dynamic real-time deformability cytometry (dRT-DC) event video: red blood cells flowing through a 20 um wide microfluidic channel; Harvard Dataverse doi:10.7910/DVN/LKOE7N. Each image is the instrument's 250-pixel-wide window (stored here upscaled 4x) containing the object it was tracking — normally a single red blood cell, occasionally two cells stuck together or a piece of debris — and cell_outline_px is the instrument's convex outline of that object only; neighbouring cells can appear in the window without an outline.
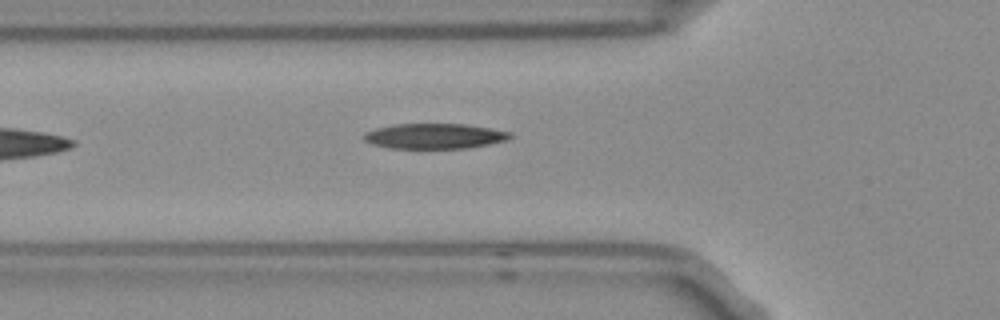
{"species": "Egyptian fruit bat (a non-hibernating species)", "species_latin": "Rousettus aegyptiacus", "temperature_condition": "room temperature", "stored_images_in_passage": 3, "camera_frame_rate_fps": 3000, "um_per_image_px": 0.085, "frame": {"image": 1, "passage_image": 3, "time_ms": 0.667, "image_size_px": [1000, 320], "cell_outline_px": [[512, 136], [508, 140], [488, 144], [464, 148], [392, 148], [372, 144], [364, 140], [364, 132], [376, 128], [396, 124], [464, 124], [512, 132]], "centroid_in_image_um": [36.93, 11.56], "position_along_channel_um": 88.9, "area_um2": 21.33}}